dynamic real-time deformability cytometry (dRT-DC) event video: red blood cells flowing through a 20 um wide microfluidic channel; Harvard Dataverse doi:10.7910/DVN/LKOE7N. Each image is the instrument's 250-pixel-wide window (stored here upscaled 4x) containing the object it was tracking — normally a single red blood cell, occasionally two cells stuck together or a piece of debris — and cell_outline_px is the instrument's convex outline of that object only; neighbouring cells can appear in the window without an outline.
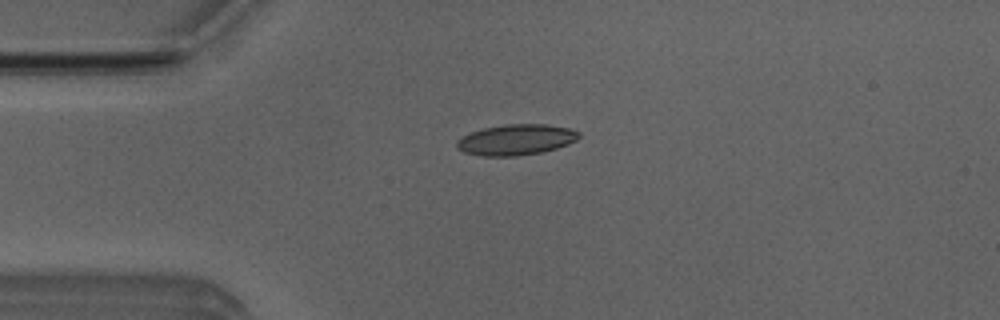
{"species": "Egyptian fruit bat (a non-hibernating species)", "species_latin": "Rousettus aegyptiacus", "temperature_condition": "room temperature", "stored_images_in_passage": 42, "camera_frame_rate_fps": 3000, "um_per_image_px": 0.085, "animal": {"sex": "male"}, "frame": {"image": 1, "passage_image": 3, "time_ms": 0.667, "image_size_px": [1000, 320], "cell_outline_px": [[580, 136], [576, 140], [568, 144], [556, 148], [540, 152], [516, 156], [484, 156], [464, 152], [456, 148], [456, 140], [472, 132], [484, 128], [504, 124], [544, 124], [568, 128], [580, 132]], "centroid_in_image_um": [43.85, 11.87], "position_along_channel_um": 41.1, "area_um2": 21.73}}
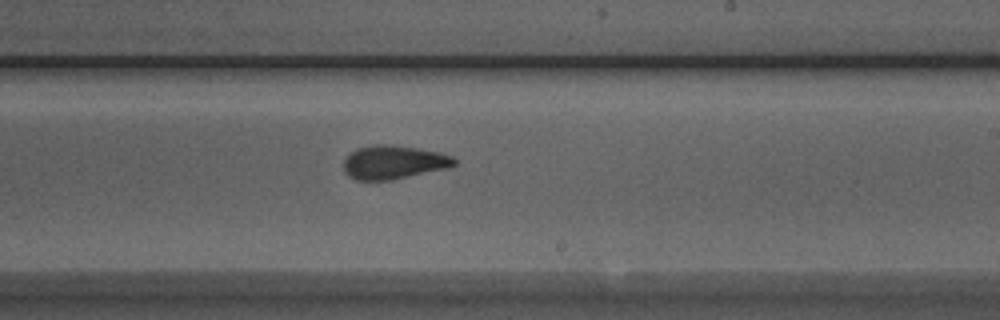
{"frame": {"image": 2, "passage_image": 21, "time_ms": 6.667, "image_size_px": [1000, 320], "cell_outline_px": [[456, 164], [448, 168], [392, 180], [356, 180], [348, 176], [344, 172], [344, 160], [348, 152], [356, 148], [372, 144], [392, 144], [440, 152], [452, 156], [456, 160]], "centroid_in_image_um": [33.42, 13.78], "position_along_channel_um": 255.6, "area_um2": 22.02}}
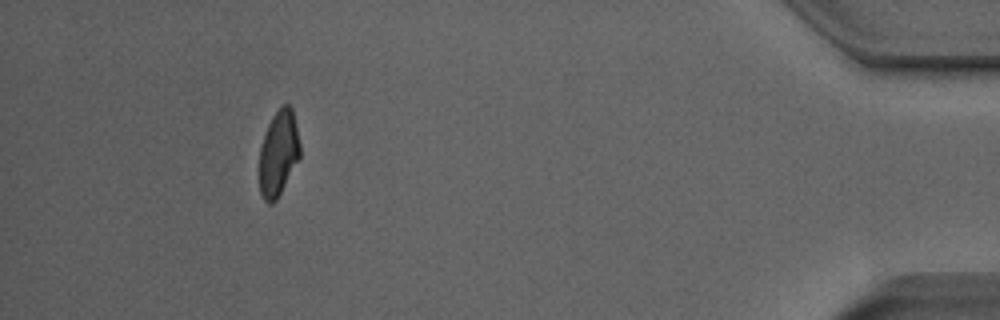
{"frame": {"image": 3, "passage_image": 38, "time_ms": 12.333, "image_size_px": [1000, 320], "cell_outline_px": [[300, 156], [276, 200], [272, 204], [268, 204], [264, 200], [260, 192], [260, 148], [268, 124], [272, 116], [280, 104], [288, 104], [292, 108], [300, 144]], "centroid_in_image_um": [23.67, 12.99], "position_along_channel_um": 411.5, "area_um2": 20.06}, "authors_computed_cell_mechanics": {"area_um2": 21.675, "velocity_mm_per_s": 3.9289, "shape_relaxation_time_tau1_ms": 4.0429, "shape_relaxation_time_tau2_ms": 1.7948, "deformation_change_tau1": 0.1438, "deformation_change_tau2": 0.0947}}